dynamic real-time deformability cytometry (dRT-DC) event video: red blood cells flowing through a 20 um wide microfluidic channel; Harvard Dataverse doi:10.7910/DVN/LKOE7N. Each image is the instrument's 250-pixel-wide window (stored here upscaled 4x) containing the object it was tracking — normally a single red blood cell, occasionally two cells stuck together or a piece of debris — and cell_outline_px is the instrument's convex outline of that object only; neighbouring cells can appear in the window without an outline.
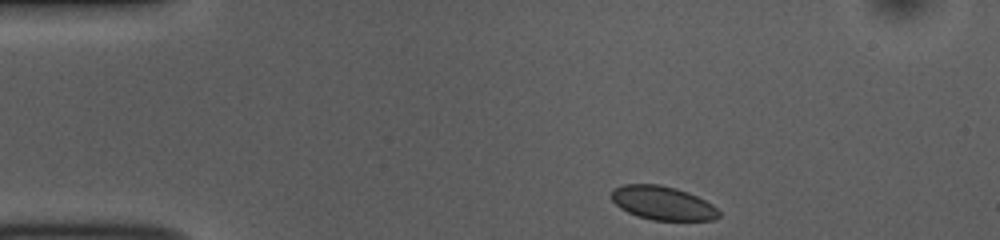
{"species": "common noctule bat (a hibernating species)", "species_latin": "Nyctalus noctula", "temperature_condition": "room temperature", "stored_images_in_passage": 44, "camera_frame_rate_fps": 3000, "um_per_image_px": 0.085, "animal": {"sex": "female", "body_mass_g": 10.0, "forearm_length_mm": 53.1}, "frame": {"image": 1, "passage_image": 1, "time_ms": 0.0, "image_size_px": [1000, 240], "cell_outline_px": [[720, 216], [712, 220], [652, 220], [636, 216], [620, 208], [612, 200], [612, 188], [624, 184], [660, 184], [676, 188], [688, 192], [712, 204], [720, 212]], "centroid_in_image_um": [56.31, 17.25], "position_along_channel_um": 28.7, "area_um2": 21.15}}
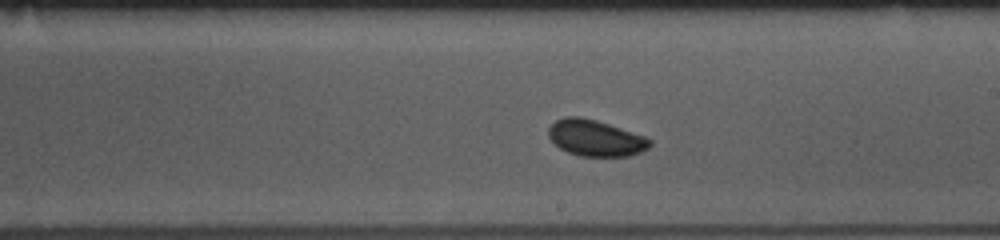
{"frame": {"image": 2, "passage_image": 22, "time_ms": 7.0, "image_size_px": [1000, 240], "cell_outline_px": [[652, 144], [648, 148], [640, 152], [628, 156], [580, 156], [568, 152], [560, 148], [548, 136], [548, 128], [556, 120], [564, 116], [580, 116], [596, 120], [648, 136], [652, 140]], "centroid_in_image_um": [50.65, 11.72], "position_along_channel_um": 238.4, "area_um2": 21.56}}
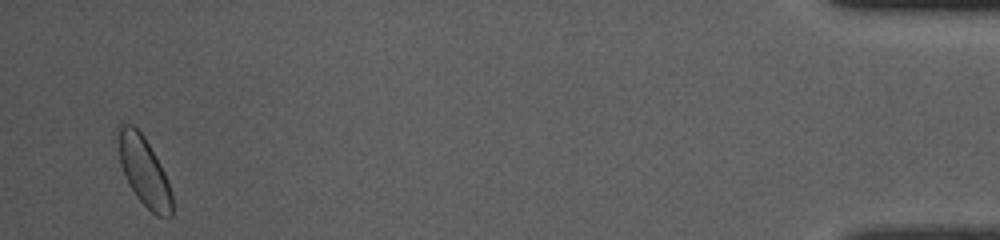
{"frame": {"image": 3, "passage_image": 43, "time_ms": 14.0, "image_size_px": [1000, 240], "cell_outline_px": [[172, 216], [156, 216], [136, 196], [128, 184], [124, 176], [120, 164], [116, 132], [116, 128], [120, 120], [132, 124], [144, 136], [160, 164], [168, 180], [172, 196]], "centroid_in_image_um": [12.19, 14.48], "position_along_channel_um": 423.0, "area_um2": 21.96}, "authors_computed_cell_mechanics": {"area_um2": 21.097, "velocity_mm_per_s": 3.7807, "shape_relaxation_time_tau1_ms": 2.3001, "shape_relaxation_time_tau2_ms": null, "deformation_change_tau1": 0.0549, "deformation_change_tau2": null}}